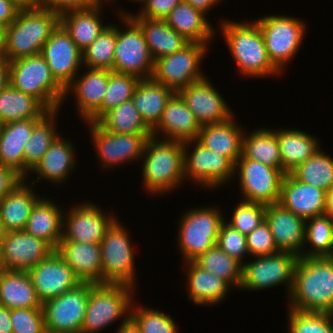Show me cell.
Returning <instances> with one entry per match:
<instances>
[{"instance_id":"obj_1","label":"cell","mask_w":333,"mask_h":333,"mask_svg":"<svg viewBox=\"0 0 333 333\" xmlns=\"http://www.w3.org/2000/svg\"><path fill=\"white\" fill-rule=\"evenodd\" d=\"M246 21H232L220 19L221 35L233 62L238 67V74L244 78H268L283 75L270 61L263 34L258 23L253 19Z\"/></svg>"},{"instance_id":"obj_2","label":"cell","mask_w":333,"mask_h":333,"mask_svg":"<svg viewBox=\"0 0 333 333\" xmlns=\"http://www.w3.org/2000/svg\"><path fill=\"white\" fill-rule=\"evenodd\" d=\"M287 299V308L333 314V257H299Z\"/></svg>"},{"instance_id":"obj_3","label":"cell","mask_w":333,"mask_h":333,"mask_svg":"<svg viewBox=\"0 0 333 333\" xmlns=\"http://www.w3.org/2000/svg\"><path fill=\"white\" fill-rule=\"evenodd\" d=\"M140 162L143 190L151 196L169 195L186 183L183 142L151 136Z\"/></svg>"},{"instance_id":"obj_4","label":"cell","mask_w":333,"mask_h":333,"mask_svg":"<svg viewBox=\"0 0 333 333\" xmlns=\"http://www.w3.org/2000/svg\"><path fill=\"white\" fill-rule=\"evenodd\" d=\"M60 24V14L40 5L20 9L6 26L3 55L11 62L41 53L43 45Z\"/></svg>"},{"instance_id":"obj_5","label":"cell","mask_w":333,"mask_h":333,"mask_svg":"<svg viewBox=\"0 0 333 333\" xmlns=\"http://www.w3.org/2000/svg\"><path fill=\"white\" fill-rule=\"evenodd\" d=\"M135 288L124 284L90 283L89 299L80 333H99L108 326L130 318Z\"/></svg>"},{"instance_id":"obj_6","label":"cell","mask_w":333,"mask_h":333,"mask_svg":"<svg viewBox=\"0 0 333 333\" xmlns=\"http://www.w3.org/2000/svg\"><path fill=\"white\" fill-rule=\"evenodd\" d=\"M217 206L186 209L179 219L177 244L183 263L194 261L200 255L217 245L218 233L225 215Z\"/></svg>"},{"instance_id":"obj_7","label":"cell","mask_w":333,"mask_h":333,"mask_svg":"<svg viewBox=\"0 0 333 333\" xmlns=\"http://www.w3.org/2000/svg\"><path fill=\"white\" fill-rule=\"evenodd\" d=\"M9 83L38 99L49 111L61 109L65 89L56 81L41 54L11 61Z\"/></svg>"},{"instance_id":"obj_8","label":"cell","mask_w":333,"mask_h":333,"mask_svg":"<svg viewBox=\"0 0 333 333\" xmlns=\"http://www.w3.org/2000/svg\"><path fill=\"white\" fill-rule=\"evenodd\" d=\"M255 21L263 34L271 63L284 73L304 43L307 34L306 21L294 16L273 13L265 14Z\"/></svg>"},{"instance_id":"obj_9","label":"cell","mask_w":333,"mask_h":333,"mask_svg":"<svg viewBox=\"0 0 333 333\" xmlns=\"http://www.w3.org/2000/svg\"><path fill=\"white\" fill-rule=\"evenodd\" d=\"M131 231L118 218L100 242L102 284H124L136 289V260Z\"/></svg>"},{"instance_id":"obj_10","label":"cell","mask_w":333,"mask_h":333,"mask_svg":"<svg viewBox=\"0 0 333 333\" xmlns=\"http://www.w3.org/2000/svg\"><path fill=\"white\" fill-rule=\"evenodd\" d=\"M116 18L119 24L112 71L133 75L140 80L151 78L154 59L142 29L129 15H117Z\"/></svg>"},{"instance_id":"obj_11","label":"cell","mask_w":333,"mask_h":333,"mask_svg":"<svg viewBox=\"0 0 333 333\" xmlns=\"http://www.w3.org/2000/svg\"><path fill=\"white\" fill-rule=\"evenodd\" d=\"M183 150L185 182L190 181L210 192L222 188L232 178L236 179L235 164L226 156L207 149L196 139L184 142Z\"/></svg>"},{"instance_id":"obj_12","label":"cell","mask_w":333,"mask_h":333,"mask_svg":"<svg viewBox=\"0 0 333 333\" xmlns=\"http://www.w3.org/2000/svg\"><path fill=\"white\" fill-rule=\"evenodd\" d=\"M209 48L204 43L190 42L182 50L155 60L151 78L175 93L179 92L207 76L202 72L201 63L210 53Z\"/></svg>"},{"instance_id":"obj_13","label":"cell","mask_w":333,"mask_h":333,"mask_svg":"<svg viewBox=\"0 0 333 333\" xmlns=\"http://www.w3.org/2000/svg\"><path fill=\"white\" fill-rule=\"evenodd\" d=\"M245 260L242 269L240 291L268 290L280 285L285 286L287 298L292 290L294 270L299 256L291 252H278L273 255L252 257Z\"/></svg>"},{"instance_id":"obj_14","label":"cell","mask_w":333,"mask_h":333,"mask_svg":"<svg viewBox=\"0 0 333 333\" xmlns=\"http://www.w3.org/2000/svg\"><path fill=\"white\" fill-rule=\"evenodd\" d=\"M90 130V141L93 143V150L99 160L100 167L112 170L126 163H138L144 153L147 139L152 134H123L112 133L104 130L97 122L86 121ZM138 161V162H137Z\"/></svg>"},{"instance_id":"obj_15","label":"cell","mask_w":333,"mask_h":333,"mask_svg":"<svg viewBox=\"0 0 333 333\" xmlns=\"http://www.w3.org/2000/svg\"><path fill=\"white\" fill-rule=\"evenodd\" d=\"M242 200L270 205L279 203L285 173L275 167L241 156L235 164Z\"/></svg>"},{"instance_id":"obj_16","label":"cell","mask_w":333,"mask_h":333,"mask_svg":"<svg viewBox=\"0 0 333 333\" xmlns=\"http://www.w3.org/2000/svg\"><path fill=\"white\" fill-rule=\"evenodd\" d=\"M90 283L81 282L73 289L42 303L47 333H80L89 299Z\"/></svg>"},{"instance_id":"obj_17","label":"cell","mask_w":333,"mask_h":333,"mask_svg":"<svg viewBox=\"0 0 333 333\" xmlns=\"http://www.w3.org/2000/svg\"><path fill=\"white\" fill-rule=\"evenodd\" d=\"M91 201L64 209L62 239L81 243H100L107 229L118 218Z\"/></svg>"},{"instance_id":"obj_18","label":"cell","mask_w":333,"mask_h":333,"mask_svg":"<svg viewBox=\"0 0 333 333\" xmlns=\"http://www.w3.org/2000/svg\"><path fill=\"white\" fill-rule=\"evenodd\" d=\"M40 54L56 81L64 89L80 73V70L84 71L82 51L60 24L51 33Z\"/></svg>"},{"instance_id":"obj_19","label":"cell","mask_w":333,"mask_h":333,"mask_svg":"<svg viewBox=\"0 0 333 333\" xmlns=\"http://www.w3.org/2000/svg\"><path fill=\"white\" fill-rule=\"evenodd\" d=\"M178 93L201 126L226 122L235 115L207 76L191 83Z\"/></svg>"},{"instance_id":"obj_20","label":"cell","mask_w":333,"mask_h":333,"mask_svg":"<svg viewBox=\"0 0 333 333\" xmlns=\"http://www.w3.org/2000/svg\"><path fill=\"white\" fill-rule=\"evenodd\" d=\"M53 251L47 242L25 231L6 232L0 244L2 269L29 271Z\"/></svg>"},{"instance_id":"obj_21","label":"cell","mask_w":333,"mask_h":333,"mask_svg":"<svg viewBox=\"0 0 333 333\" xmlns=\"http://www.w3.org/2000/svg\"><path fill=\"white\" fill-rule=\"evenodd\" d=\"M41 303L76 287L81 281L54 250L28 271Z\"/></svg>"},{"instance_id":"obj_22","label":"cell","mask_w":333,"mask_h":333,"mask_svg":"<svg viewBox=\"0 0 333 333\" xmlns=\"http://www.w3.org/2000/svg\"><path fill=\"white\" fill-rule=\"evenodd\" d=\"M78 73L65 88L62 108L70 93L74 95L76 113L86 122L101 106L108 86L109 70L85 68L84 73Z\"/></svg>"},{"instance_id":"obj_23","label":"cell","mask_w":333,"mask_h":333,"mask_svg":"<svg viewBox=\"0 0 333 333\" xmlns=\"http://www.w3.org/2000/svg\"><path fill=\"white\" fill-rule=\"evenodd\" d=\"M62 135L61 133L54 139L48 151L29 172V175L37 176L35 180L32 179L30 182L28 180V183L34 186L37 182L45 180L50 182V185L52 183L53 186L58 187V185L64 184L70 177L69 175L75 171L78 164L75 144Z\"/></svg>"},{"instance_id":"obj_24","label":"cell","mask_w":333,"mask_h":333,"mask_svg":"<svg viewBox=\"0 0 333 333\" xmlns=\"http://www.w3.org/2000/svg\"><path fill=\"white\" fill-rule=\"evenodd\" d=\"M265 221L280 252L301 256L305 242L306 220L284 208L280 203L266 205Z\"/></svg>"},{"instance_id":"obj_25","label":"cell","mask_w":333,"mask_h":333,"mask_svg":"<svg viewBox=\"0 0 333 333\" xmlns=\"http://www.w3.org/2000/svg\"><path fill=\"white\" fill-rule=\"evenodd\" d=\"M201 125L194 113L187 107L178 92L167 102L160 122L152 130V136L180 142L197 139Z\"/></svg>"},{"instance_id":"obj_26","label":"cell","mask_w":333,"mask_h":333,"mask_svg":"<svg viewBox=\"0 0 333 333\" xmlns=\"http://www.w3.org/2000/svg\"><path fill=\"white\" fill-rule=\"evenodd\" d=\"M326 191L285 174L279 203L305 220L325 214Z\"/></svg>"},{"instance_id":"obj_27","label":"cell","mask_w":333,"mask_h":333,"mask_svg":"<svg viewBox=\"0 0 333 333\" xmlns=\"http://www.w3.org/2000/svg\"><path fill=\"white\" fill-rule=\"evenodd\" d=\"M187 269L184 285L190 302L198 306L212 307L224 302L234 288L224 279L207 272L194 261L184 263ZM231 289V290H230Z\"/></svg>"},{"instance_id":"obj_28","label":"cell","mask_w":333,"mask_h":333,"mask_svg":"<svg viewBox=\"0 0 333 333\" xmlns=\"http://www.w3.org/2000/svg\"><path fill=\"white\" fill-rule=\"evenodd\" d=\"M55 251L71 267L81 282L102 284L100 243L60 240Z\"/></svg>"},{"instance_id":"obj_29","label":"cell","mask_w":333,"mask_h":333,"mask_svg":"<svg viewBox=\"0 0 333 333\" xmlns=\"http://www.w3.org/2000/svg\"><path fill=\"white\" fill-rule=\"evenodd\" d=\"M108 3L112 5L111 2L103 1L90 8L73 9L60 14V25L81 51L95 41L108 25L109 22L104 24L105 21L102 19V14H105L103 6Z\"/></svg>"},{"instance_id":"obj_30","label":"cell","mask_w":333,"mask_h":333,"mask_svg":"<svg viewBox=\"0 0 333 333\" xmlns=\"http://www.w3.org/2000/svg\"><path fill=\"white\" fill-rule=\"evenodd\" d=\"M235 116L226 122L202 125L196 139L207 149L226 156L234 164L242 156V140L246 129L241 123L239 125Z\"/></svg>"},{"instance_id":"obj_31","label":"cell","mask_w":333,"mask_h":333,"mask_svg":"<svg viewBox=\"0 0 333 333\" xmlns=\"http://www.w3.org/2000/svg\"><path fill=\"white\" fill-rule=\"evenodd\" d=\"M41 118L3 124L0 134V165L13 169L24 179V146Z\"/></svg>"},{"instance_id":"obj_32","label":"cell","mask_w":333,"mask_h":333,"mask_svg":"<svg viewBox=\"0 0 333 333\" xmlns=\"http://www.w3.org/2000/svg\"><path fill=\"white\" fill-rule=\"evenodd\" d=\"M27 180L0 200V220L6 232L24 231L35 203L42 197Z\"/></svg>"},{"instance_id":"obj_33","label":"cell","mask_w":333,"mask_h":333,"mask_svg":"<svg viewBox=\"0 0 333 333\" xmlns=\"http://www.w3.org/2000/svg\"><path fill=\"white\" fill-rule=\"evenodd\" d=\"M42 196L34 205L24 231L47 242L54 250L62 239L64 209ZM60 206V207H59Z\"/></svg>"},{"instance_id":"obj_34","label":"cell","mask_w":333,"mask_h":333,"mask_svg":"<svg viewBox=\"0 0 333 333\" xmlns=\"http://www.w3.org/2000/svg\"><path fill=\"white\" fill-rule=\"evenodd\" d=\"M280 145V156L282 171L287 174L292 172L297 166L304 163L320 147L322 141L316 135H311L308 131L294 128L273 129Z\"/></svg>"},{"instance_id":"obj_35","label":"cell","mask_w":333,"mask_h":333,"mask_svg":"<svg viewBox=\"0 0 333 333\" xmlns=\"http://www.w3.org/2000/svg\"><path fill=\"white\" fill-rule=\"evenodd\" d=\"M178 34L190 42H200L209 45L216 36V27L210 23L207 16L193 8L189 3L181 1L164 19Z\"/></svg>"},{"instance_id":"obj_36","label":"cell","mask_w":333,"mask_h":333,"mask_svg":"<svg viewBox=\"0 0 333 333\" xmlns=\"http://www.w3.org/2000/svg\"><path fill=\"white\" fill-rule=\"evenodd\" d=\"M0 305L9 309L42 308L28 271L0 270Z\"/></svg>"},{"instance_id":"obj_37","label":"cell","mask_w":333,"mask_h":333,"mask_svg":"<svg viewBox=\"0 0 333 333\" xmlns=\"http://www.w3.org/2000/svg\"><path fill=\"white\" fill-rule=\"evenodd\" d=\"M175 92L152 78L141 79L132 101L145 124L153 130L161 120L163 110Z\"/></svg>"},{"instance_id":"obj_38","label":"cell","mask_w":333,"mask_h":333,"mask_svg":"<svg viewBox=\"0 0 333 333\" xmlns=\"http://www.w3.org/2000/svg\"><path fill=\"white\" fill-rule=\"evenodd\" d=\"M131 18L142 29L154 61L182 50L190 43L183 35L171 28L164 19Z\"/></svg>"},{"instance_id":"obj_39","label":"cell","mask_w":333,"mask_h":333,"mask_svg":"<svg viewBox=\"0 0 333 333\" xmlns=\"http://www.w3.org/2000/svg\"><path fill=\"white\" fill-rule=\"evenodd\" d=\"M61 109L47 112L35 125L24 146V179L48 151L50 144L59 136L57 118Z\"/></svg>"},{"instance_id":"obj_40","label":"cell","mask_w":333,"mask_h":333,"mask_svg":"<svg viewBox=\"0 0 333 333\" xmlns=\"http://www.w3.org/2000/svg\"><path fill=\"white\" fill-rule=\"evenodd\" d=\"M242 156L282 170L277 134L269 127H259L250 132L245 130L242 140Z\"/></svg>"},{"instance_id":"obj_41","label":"cell","mask_w":333,"mask_h":333,"mask_svg":"<svg viewBox=\"0 0 333 333\" xmlns=\"http://www.w3.org/2000/svg\"><path fill=\"white\" fill-rule=\"evenodd\" d=\"M49 110L35 97L15 89L10 83L0 92V120L3 124L42 118Z\"/></svg>"},{"instance_id":"obj_42","label":"cell","mask_w":333,"mask_h":333,"mask_svg":"<svg viewBox=\"0 0 333 333\" xmlns=\"http://www.w3.org/2000/svg\"><path fill=\"white\" fill-rule=\"evenodd\" d=\"M97 123L106 131L123 134H152L140 113L133 104L132 98L105 113Z\"/></svg>"},{"instance_id":"obj_43","label":"cell","mask_w":333,"mask_h":333,"mask_svg":"<svg viewBox=\"0 0 333 333\" xmlns=\"http://www.w3.org/2000/svg\"><path fill=\"white\" fill-rule=\"evenodd\" d=\"M300 257H333V219L329 215L306 220L305 242Z\"/></svg>"},{"instance_id":"obj_44","label":"cell","mask_w":333,"mask_h":333,"mask_svg":"<svg viewBox=\"0 0 333 333\" xmlns=\"http://www.w3.org/2000/svg\"><path fill=\"white\" fill-rule=\"evenodd\" d=\"M320 147L290 174L298 181L328 191L333 187V157Z\"/></svg>"},{"instance_id":"obj_45","label":"cell","mask_w":333,"mask_h":333,"mask_svg":"<svg viewBox=\"0 0 333 333\" xmlns=\"http://www.w3.org/2000/svg\"><path fill=\"white\" fill-rule=\"evenodd\" d=\"M194 262L207 272L227 281L235 291L239 290L242 283L243 265L217 245L200 255Z\"/></svg>"},{"instance_id":"obj_46","label":"cell","mask_w":333,"mask_h":333,"mask_svg":"<svg viewBox=\"0 0 333 333\" xmlns=\"http://www.w3.org/2000/svg\"><path fill=\"white\" fill-rule=\"evenodd\" d=\"M117 40V23L110 22L97 39L82 51L83 68L112 71Z\"/></svg>"},{"instance_id":"obj_47","label":"cell","mask_w":333,"mask_h":333,"mask_svg":"<svg viewBox=\"0 0 333 333\" xmlns=\"http://www.w3.org/2000/svg\"><path fill=\"white\" fill-rule=\"evenodd\" d=\"M140 79L123 73L109 71L108 86L102 106L87 120L97 122L105 113L132 98Z\"/></svg>"},{"instance_id":"obj_48","label":"cell","mask_w":333,"mask_h":333,"mask_svg":"<svg viewBox=\"0 0 333 333\" xmlns=\"http://www.w3.org/2000/svg\"><path fill=\"white\" fill-rule=\"evenodd\" d=\"M140 304V305H138ZM133 301L130 309V318L139 327L141 333H178L179 326L168 313L149 308Z\"/></svg>"},{"instance_id":"obj_49","label":"cell","mask_w":333,"mask_h":333,"mask_svg":"<svg viewBox=\"0 0 333 333\" xmlns=\"http://www.w3.org/2000/svg\"><path fill=\"white\" fill-rule=\"evenodd\" d=\"M288 333H333V314L287 309Z\"/></svg>"},{"instance_id":"obj_50","label":"cell","mask_w":333,"mask_h":333,"mask_svg":"<svg viewBox=\"0 0 333 333\" xmlns=\"http://www.w3.org/2000/svg\"><path fill=\"white\" fill-rule=\"evenodd\" d=\"M229 221L225 222L241 234L247 236L265 220L266 205L245 200L233 206Z\"/></svg>"},{"instance_id":"obj_51","label":"cell","mask_w":333,"mask_h":333,"mask_svg":"<svg viewBox=\"0 0 333 333\" xmlns=\"http://www.w3.org/2000/svg\"><path fill=\"white\" fill-rule=\"evenodd\" d=\"M217 246L242 265L245 263L244 260L250 256L246 236L232 228L225 221L219 229Z\"/></svg>"},{"instance_id":"obj_52","label":"cell","mask_w":333,"mask_h":333,"mask_svg":"<svg viewBox=\"0 0 333 333\" xmlns=\"http://www.w3.org/2000/svg\"><path fill=\"white\" fill-rule=\"evenodd\" d=\"M13 333H46L42 308L11 309Z\"/></svg>"},{"instance_id":"obj_53","label":"cell","mask_w":333,"mask_h":333,"mask_svg":"<svg viewBox=\"0 0 333 333\" xmlns=\"http://www.w3.org/2000/svg\"><path fill=\"white\" fill-rule=\"evenodd\" d=\"M248 253L252 257L273 255L280 252L275 244L268 223L264 220L246 236Z\"/></svg>"},{"instance_id":"obj_54","label":"cell","mask_w":333,"mask_h":333,"mask_svg":"<svg viewBox=\"0 0 333 333\" xmlns=\"http://www.w3.org/2000/svg\"><path fill=\"white\" fill-rule=\"evenodd\" d=\"M183 0H146L136 12L126 11L121 5L116 9V15H129L130 17H144L149 19H165L166 16Z\"/></svg>"},{"instance_id":"obj_55","label":"cell","mask_w":333,"mask_h":333,"mask_svg":"<svg viewBox=\"0 0 333 333\" xmlns=\"http://www.w3.org/2000/svg\"><path fill=\"white\" fill-rule=\"evenodd\" d=\"M102 2L103 0H39V5L61 14L68 10L90 8Z\"/></svg>"},{"instance_id":"obj_56","label":"cell","mask_w":333,"mask_h":333,"mask_svg":"<svg viewBox=\"0 0 333 333\" xmlns=\"http://www.w3.org/2000/svg\"><path fill=\"white\" fill-rule=\"evenodd\" d=\"M23 180L13 169L0 165V200Z\"/></svg>"},{"instance_id":"obj_57","label":"cell","mask_w":333,"mask_h":333,"mask_svg":"<svg viewBox=\"0 0 333 333\" xmlns=\"http://www.w3.org/2000/svg\"><path fill=\"white\" fill-rule=\"evenodd\" d=\"M20 7L11 0H0V22L9 26L17 17Z\"/></svg>"},{"instance_id":"obj_58","label":"cell","mask_w":333,"mask_h":333,"mask_svg":"<svg viewBox=\"0 0 333 333\" xmlns=\"http://www.w3.org/2000/svg\"><path fill=\"white\" fill-rule=\"evenodd\" d=\"M183 1L189 3L193 8L201 11L207 16L211 10L213 11V8H215L216 5L218 6L219 4L222 3V0H183Z\"/></svg>"},{"instance_id":"obj_59","label":"cell","mask_w":333,"mask_h":333,"mask_svg":"<svg viewBox=\"0 0 333 333\" xmlns=\"http://www.w3.org/2000/svg\"><path fill=\"white\" fill-rule=\"evenodd\" d=\"M11 309L0 305V333H13Z\"/></svg>"},{"instance_id":"obj_60","label":"cell","mask_w":333,"mask_h":333,"mask_svg":"<svg viewBox=\"0 0 333 333\" xmlns=\"http://www.w3.org/2000/svg\"><path fill=\"white\" fill-rule=\"evenodd\" d=\"M10 61L0 55V92L9 84Z\"/></svg>"},{"instance_id":"obj_61","label":"cell","mask_w":333,"mask_h":333,"mask_svg":"<svg viewBox=\"0 0 333 333\" xmlns=\"http://www.w3.org/2000/svg\"><path fill=\"white\" fill-rule=\"evenodd\" d=\"M118 326L119 327H117V333H141L139 327L131 318Z\"/></svg>"},{"instance_id":"obj_62","label":"cell","mask_w":333,"mask_h":333,"mask_svg":"<svg viewBox=\"0 0 333 333\" xmlns=\"http://www.w3.org/2000/svg\"><path fill=\"white\" fill-rule=\"evenodd\" d=\"M325 214L329 215L333 219V187L326 191Z\"/></svg>"},{"instance_id":"obj_63","label":"cell","mask_w":333,"mask_h":333,"mask_svg":"<svg viewBox=\"0 0 333 333\" xmlns=\"http://www.w3.org/2000/svg\"><path fill=\"white\" fill-rule=\"evenodd\" d=\"M21 9L32 8L39 5V0H11Z\"/></svg>"},{"instance_id":"obj_64","label":"cell","mask_w":333,"mask_h":333,"mask_svg":"<svg viewBox=\"0 0 333 333\" xmlns=\"http://www.w3.org/2000/svg\"><path fill=\"white\" fill-rule=\"evenodd\" d=\"M6 35V25L0 22V55H3Z\"/></svg>"},{"instance_id":"obj_65","label":"cell","mask_w":333,"mask_h":333,"mask_svg":"<svg viewBox=\"0 0 333 333\" xmlns=\"http://www.w3.org/2000/svg\"><path fill=\"white\" fill-rule=\"evenodd\" d=\"M5 234H6V231H5L4 226H3V224L0 220V244H1L2 240L5 237Z\"/></svg>"},{"instance_id":"obj_66","label":"cell","mask_w":333,"mask_h":333,"mask_svg":"<svg viewBox=\"0 0 333 333\" xmlns=\"http://www.w3.org/2000/svg\"><path fill=\"white\" fill-rule=\"evenodd\" d=\"M132 1H135V2H137V3H139V4H144V2L146 1V0H132Z\"/></svg>"},{"instance_id":"obj_67","label":"cell","mask_w":333,"mask_h":333,"mask_svg":"<svg viewBox=\"0 0 333 333\" xmlns=\"http://www.w3.org/2000/svg\"><path fill=\"white\" fill-rule=\"evenodd\" d=\"M103 1L114 3V1H118V0H103Z\"/></svg>"},{"instance_id":"obj_68","label":"cell","mask_w":333,"mask_h":333,"mask_svg":"<svg viewBox=\"0 0 333 333\" xmlns=\"http://www.w3.org/2000/svg\"><path fill=\"white\" fill-rule=\"evenodd\" d=\"M2 126H3V122L0 120V134H1Z\"/></svg>"},{"instance_id":"obj_69","label":"cell","mask_w":333,"mask_h":333,"mask_svg":"<svg viewBox=\"0 0 333 333\" xmlns=\"http://www.w3.org/2000/svg\"><path fill=\"white\" fill-rule=\"evenodd\" d=\"M0 270H2L1 258H0Z\"/></svg>"}]
</instances>
